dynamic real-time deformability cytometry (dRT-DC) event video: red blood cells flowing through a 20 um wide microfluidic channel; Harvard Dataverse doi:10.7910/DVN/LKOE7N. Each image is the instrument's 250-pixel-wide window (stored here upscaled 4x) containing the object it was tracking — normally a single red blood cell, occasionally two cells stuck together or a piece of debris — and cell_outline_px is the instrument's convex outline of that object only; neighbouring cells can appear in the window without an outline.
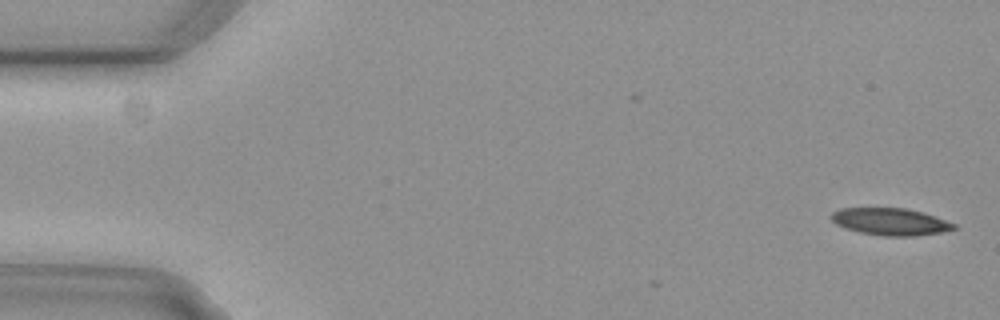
{"species": "common noctule bat (a hibernating species)", "species_latin": "Nyctalus noctula", "temperature_condition": "cold", "stored_images_in_passage": 4, "camera_frame_rate_fps": 3000, "um_per_image_px": 0.085, "animal": {"sex": "female", "body_mass_g": 29.2, "forearm_length_mm": 56.3}, "frame": {"image": 1, "passage_image": 1, "time_ms": 0.0, "image_size_px": [1000, 320], "cell_outline_px": [[956, 228], [940, 232], [912, 236], [880, 236], [860, 232], [844, 228], [836, 224], [832, 220], [832, 212], [840, 208], [908, 208], [924, 212], [936, 216], [956, 224]], "centroid_in_image_um": [75.69, 18.83], "position_along_channel_um": 9.3, "area_um2": 19.42}}
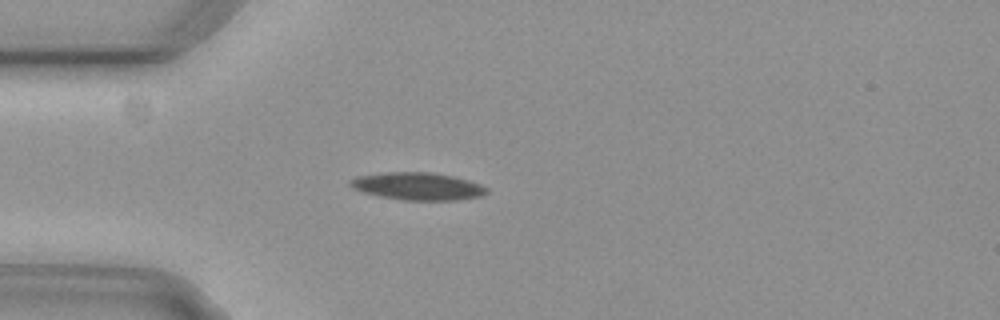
{"frame": {"image": 2, "passage_image": 4, "time_ms": 1.0, "image_size_px": [1000, 320], "cell_outline_px": [[488, 192], [480, 196], [456, 200], [404, 200], [380, 196], [364, 192], [352, 188], [348, 184], [356, 176], [388, 172], [432, 172], [452, 176], [468, 180], [480, 184], [488, 188]], "centroid_in_image_um": [35.51, 15.83], "position_along_channel_um": 49.5, "area_um2": 21.73}}